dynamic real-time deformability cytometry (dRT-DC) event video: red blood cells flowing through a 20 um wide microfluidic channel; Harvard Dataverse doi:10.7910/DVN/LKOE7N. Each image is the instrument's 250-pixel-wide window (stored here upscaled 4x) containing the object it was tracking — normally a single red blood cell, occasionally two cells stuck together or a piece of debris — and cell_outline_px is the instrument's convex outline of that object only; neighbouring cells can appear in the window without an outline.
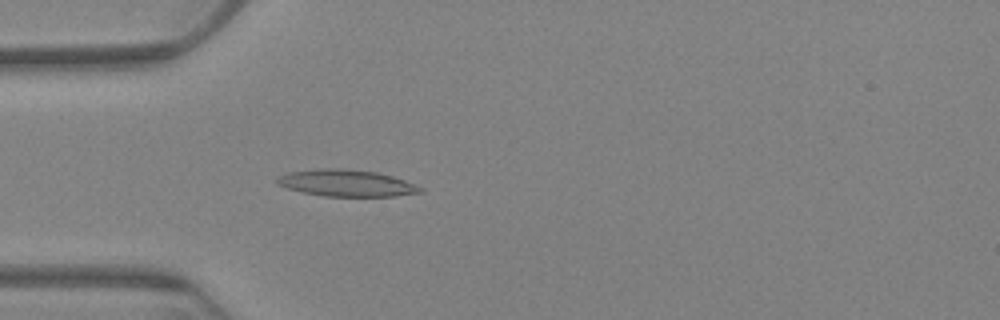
{"species": "Egyptian fruit bat (a non-hibernating species)", "species_latin": "Rousettus aegyptiacus", "temperature_condition": "warm", "stored_images_in_passage": 63, "camera_frame_rate_fps": 3000, "um_per_image_px": 0.085, "animal": {"sex": "female"}, "frame": {"image": 1, "passage_image": 19, "time_ms": 6.0, "image_size_px": [1000, 320], "cell_outline_px": [[424, 192], [396, 196], [324, 196], [304, 192], [288, 188], [276, 184], [276, 180], [280, 176], [288, 172], [316, 168], [340, 168], [376, 172], [392, 176], [404, 180], [424, 188]], "centroid_in_image_um": [29.46, 15.56], "position_along_channel_um": 55.5, "area_um2": 22.25}}
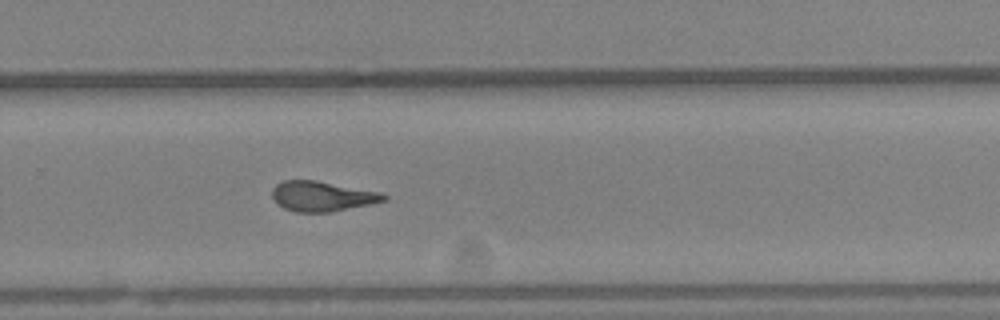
{"frame": {"image": 2, "passage_image": 42, "time_ms": 13.667, "image_size_px": [1000, 320], "cell_outline_px": [[388, 200], [328, 212], [296, 212], [284, 208], [276, 204], [272, 196], [272, 188], [276, 184], [284, 180], [316, 180], [376, 192], [388, 196]], "centroid_in_image_um": [27.3, 16.68], "position_along_channel_um": 302.5, "area_um2": 19.25}}
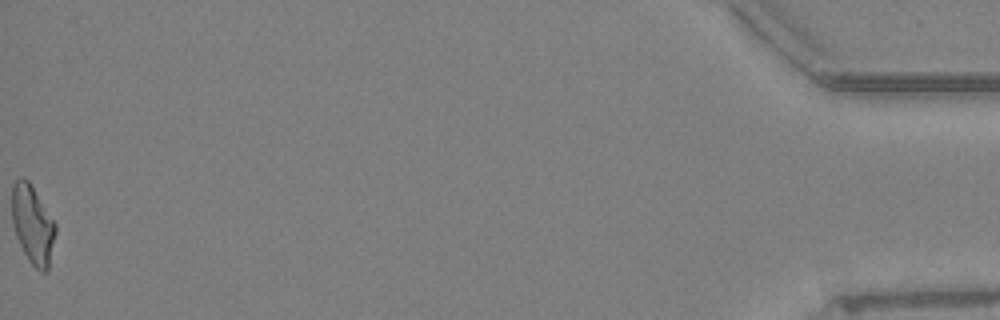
{"frame": {"image": 3, "passage_image": 63, "time_ms": 20.667, "image_size_px": [1000, 320], "cell_outline_px": [[56, 232], [48, 272], [40, 272], [28, 260], [16, 236], [12, 224], [12, 184], [20, 176], [24, 176], [28, 180], [56, 224]], "centroid_in_image_um": [2.77, 19.09], "position_along_channel_um": 432.4, "area_um2": 20.0}, "authors_computed_cell_mechanics": {"area_um2": 20.1722, "velocity_mm_per_s": 3.2999, "shape_relaxation_time_tau1_ms": null, "shape_relaxation_time_tau2_ms": 3.3586, "deformation_change_tau1": null, "deformation_change_tau2": 0.1266}}